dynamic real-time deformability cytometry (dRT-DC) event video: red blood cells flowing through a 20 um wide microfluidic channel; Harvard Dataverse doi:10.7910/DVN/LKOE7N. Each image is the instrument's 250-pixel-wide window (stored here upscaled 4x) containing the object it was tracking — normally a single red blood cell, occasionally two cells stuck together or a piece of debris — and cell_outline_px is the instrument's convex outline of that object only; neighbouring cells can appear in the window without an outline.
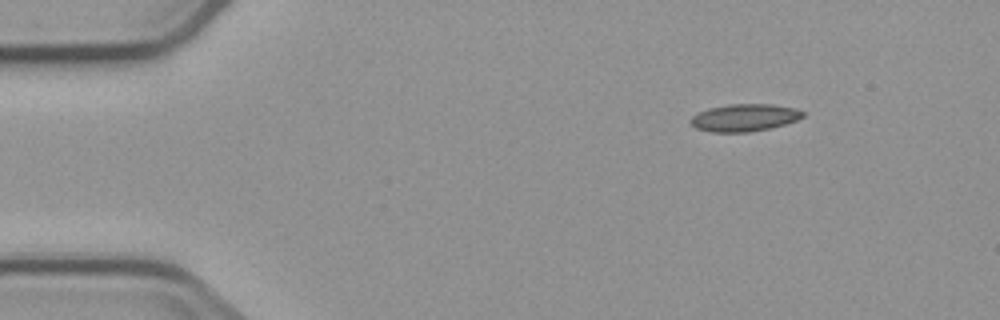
{"species": "common noctule bat (a hibernating species)", "species_latin": "Nyctalus noctula", "temperature_condition": "cold", "stored_images_in_passage": 6, "segment_of_instrument_passage": [2, 2], "camera_frame_rate_fps": 3000, "um_per_image_px": 0.085, "animal": {"sex": "male", "body_mass_g": 23.1, "forearm_length_mm": 52.7}, "frame": {"image": 1, "passage_image": 6, "time_ms": 6.0, "image_size_px": [1000, 320], "cell_outline_px": [[804, 116], [796, 120], [784, 124], [768, 128], [748, 132], [712, 132], [696, 128], [688, 120], [692, 116], [708, 108], [728, 104], [772, 104], [796, 108], [804, 112]], "centroid_in_image_um": [63.26, 9.99], "position_along_channel_um": 21.7, "area_um2": 17.8}}